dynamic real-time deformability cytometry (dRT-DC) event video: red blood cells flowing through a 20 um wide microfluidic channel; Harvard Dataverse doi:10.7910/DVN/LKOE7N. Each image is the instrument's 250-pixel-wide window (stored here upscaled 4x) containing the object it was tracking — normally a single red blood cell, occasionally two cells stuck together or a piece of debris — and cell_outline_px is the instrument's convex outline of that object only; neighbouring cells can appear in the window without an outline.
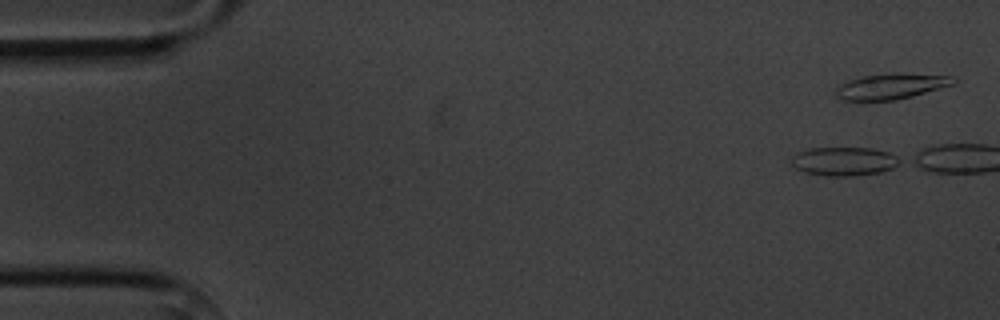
{"species": "common noctule bat (a hibernating species)", "species_latin": "Nyctalus noctula", "temperature_condition": "cold", "stored_images_in_passage": 6, "camera_frame_rate_fps": 3000, "um_per_image_px": 0.085, "animal": {"sex": "male", "body_mass_g": 20.1, "forearm_length_mm": 53.5}, "frame": {"image": 1, "passage_image": 1, "time_ms": 0.0, "image_size_px": [1000, 320], "cell_outline_px": [[956, 84], [912, 96], [896, 100], [844, 100], [836, 92], [836, 88], [848, 80], [864, 76], [892, 72], [896, 72], [956, 76]], "centroid_in_image_um": [75.85, 7.31], "position_along_channel_um": 9.1, "area_um2": 17.63}}